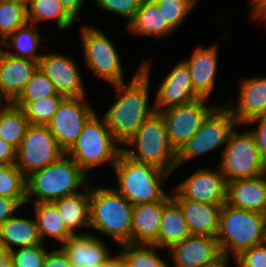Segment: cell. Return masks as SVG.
Listing matches in <instances>:
<instances>
[{
  "label": "cell",
  "instance_id": "6da1fadb",
  "mask_svg": "<svg viewBox=\"0 0 266 267\" xmlns=\"http://www.w3.org/2000/svg\"><path fill=\"white\" fill-rule=\"evenodd\" d=\"M150 65L144 61L130 79L113 84L117 88L116 101L103 115L106 127L119 144H126L143 122L156 110L149 105Z\"/></svg>",
  "mask_w": 266,
  "mask_h": 267
},
{
  "label": "cell",
  "instance_id": "7a4b0ae2",
  "mask_svg": "<svg viewBox=\"0 0 266 267\" xmlns=\"http://www.w3.org/2000/svg\"><path fill=\"white\" fill-rule=\"evenodd\" d=\"M89 177L65 153L57 161L26 178L27 203L33 195L34 203H41L77 194L80 192L79 187L82 189L90 185Z\"/></svg>",
  "mask_w": 266,
  "mask_h": 267
},
{
  "label": "cell",
  "instance_id": "3957f363",
  "mask_svg": "<svg viewBox=\"0 0 266 267\" xmlns=\"http://www.w3.org/2000/svg\"><path fill=\"white\" fill-rule=\"evenodd\" d=\"M133 205L112 187H90L89 228L119 246L131 243Z\"/></svg>",
  "mask_w": 266,
  "mask_h": 267
},
{
  "label": "cell",
  "instance_id": "277c9868",
  "mask_svg": "<svg viewBox=\"0 0 266 267\" xmlns=\"http://www.w3.org/2000/svg\"><path fill=\"white\" fill-rule=\"evenodd\" d=\"M112 169L118 181L113 188L133 206L162 201L168 195L163 187L171 173L149 164L135 162L123 152L119 154Z\"/></svg>",
  "mask_w": 266,
  "mask_h": 267
},
{
  "label": "cell",
  "instance_id": "5b68a950",
  "mask_svg": "<svg viewBox=\"0 0 266 267\" xmlns=\"http://www.w3.org/2000/svg\"><path fill=\"white\" fill-rule=\"evenodd\" d=\"M216 239L220 252L235 258L243 250L266 242V214L225 203Z\"/></svg>",
  "mask_w": 266,
  "mask_h": 267
},
{
  "label": "cell",
  "instance_id": "8992f818",
  "mask_svg": "<svg viewBox=\"0 0 266 267\" xmlns=\"http://www.w3.org/2000/svg\"><path fill=\"white\" fill-rule=\"evenodd\" d=\"M122 146V152L138 163L149 164L173 174L176 171L177 152L172 148L163 115L155 111ZM136 148V149H135Z\"/></svg>",
  "mask_w": 266,
  "mask_h": 267
},
{
  "label": "cell",
  "instance_id": "52a82bcc",
  "mask_svg": "<svg viewBox=\"0 0 266 267\" xmlns=\"http://www.w3.org/2000/svg\"><path fill=\"white\" fill-rule=\"evenodd\" d=\"M119 145L104 119L99 118L96 112L83 126L79 137L66 154L89 176L94 167L106 162L113 168L122 152V145Z\"/></svg>",
  "mask_w": 266,
  "mask_h": 267
},
{
  "label": "cell",
  "instance_id": "ba28073f",
  "mask_svg": "<svg viewBox=\"0 0 266 267\" xmlns=\"http://www.w3.org/2000/svg\"><path fill=\"white\" fill-rule=\"evenodd\" d=\"M239 126L227 106L216 107L203 121L201 127L176 155V169L188 160L197 158L220 146L225 147L231 132Z\"/></svg>",
  "mask_w": 266,
  "mask_h": 267
},
{
  "label": "cell",
  "instance_id": "9c48e42d",
  "mask_svg": "<svg viewBox=\"0 0 266 267\" xmlns=\"http://www.w3.org/2000/svg\"><path fill=\"white\" fill-rule=\"evenodd\" d=\"M218 167L227 182L266 174L253 134L249 131L231 132L223 149Z\"/></svg>",
  "mask_w": 266,
  "mask_h": 267
},
{
  "label": "cell",
  "instance_id": "30bf717a",
  "mask_svg": "<svg viewBox=\"0 0 266 267\" xmlns=\"http://www.w3.org/2000/svg\"><path fill=\"white\" fill-rule=\"evenodd\" d=\"M83 59L86 67L109 84L124 82V72L119 53L108 36L97 27L84 25L80 29Z\"/></svg>",
  "mask_w": 266,
  "mask_h": 267
},
{
  "label": "cell",
  "instance_id": "8fae6325",
  "mask_svg": "<svg viewBox=\"0 0 266 267\" xmlns=\"http://www.w3.org/2000/svg\"><path fill=\"white\" fill-rule=\"evenodd\" d=\"M64 154L47 125L30 124L17 149L16 166L27 178Z\"/></svg>",
  "mask_w": 266,
  "mask_h": 267
},
{
  "label": "cell",
  "instance_id": "7c38bea8",
  "mask_svg": "<svg viewBox=\"0 0 266 267\" xmlns=\"http://www.w3.org/2000/svg\"><path fill=\"white\" fill-rule=\"evenodd\" d=\"M208 99L199 98L193 102L160 111L166 123L172 148L178 152L201 127L207 116L217 107L207 105Z\"/></svg>",
  "mask_w": 266,
  "mask_h": 267
},
{
  "label": "cell",
  "instance_id": "4fadbf2b",
  "mask_svg": "<svg viewBox=\"0 0 266 267\" xmlns=\"http://www.w3.org/2000/svg\"><path fill=\"white\" fill-rule=\"evenodd\" d=\"M85 100L86 96L64 98L47 124L59 147L65 153L75 143L83 126L96 113Z\"/></svg>",
  "mask_w": 266,
  "mask_h": 267
},
{
  "label": "cell",
  "instance_id": "5bb4252c",
  "mask_svg": "<svg viewBox=\"0 0 266 267\" xmlns=\"http://www.w3.org/2000/svg\"><path fill=\"white\" fill-rule=\"evenodd\" d=\"M38 68L53 82L58 94L65 98L87 96L79 68L69 56L43 53Z\"/></svg>",
  "mask_w": 266,
  "mask_h": 267
},
{
  "label": "cell",
  "instance_id": "9a60e30c",
  "mask_svg": "<svg viewBox=\"0 0 266 267\" xmlns=\"http://www.w3.org/2000/svg\"><path fill=\"white\" fill-rule=\"evenodd\" d=\"M183 199L209 204L226 203L227 181L218 167L200 168L173 188Z\"/></svg>",
  "mask_w": 266,
  "mask_h": 267
},
{
  "label": "cell",
  "instance_id": "2e32d148",
  "mask_svg": "<svg viewBox=\"0 0 266 267\" xmlns=\"http://www.w3.org/2000/svg\"><path fill=\"white\" fill-rule=\"evenodd\" d=\"M158 88L154 100V107L158 112L200 98L193 90L190 70L183 60L164 77Z\"/></svg>",
  "mask_w": 266,
  "mask_h": 267
},
{
  "label": "cell",
  "instance_id": "e0dca14e",
  "mask_svg": "<svg viewBox=\"0 0 266 267\" xmlns=\"http://www.w3.org/2000/svg\"><path fill=\"white\" fill-rule=\"evenodd\" d=\"M240 82L238 100L235 101L238 104L234 105L232 99L225 106L239 125H245L252 118L266 115V77H249Z\"/></svg>",
  "mask_w": 266,
  "mask_h": 267
},
{
  "label": "cell",
  "instance_id": "ac0fdd59",
  "mask_svg": "<svg viewBox=\"0 0 266 267\" xmlns=\"http://www.w3.org/2000/svg\"><path fill=\"white\" fill-rule=\"evenodd\" d=\"M172 199L179 205L191 235L216 237L223 205L183 199L174 189Z\"/></svg>",
  "mask_w": 266,
  "mask_h": 267
},
{
  "label": "cell",
  "instance_id": "d6986e66",
  "mask_svg": "<svg viewBox=\"0 0 266 267\" xmlns=\"http://www.w3.org/2000/svg\"><path fill=\"white\" fill-rule=\"evenodd\" d=\"M37 69L38 61L13 57L5 51L0 55V93L7 102L19 97Z\"/></svg>",
  "mask_w": 266,
  "mask_h": 267
},
{
  "label": "cell",
  "instance_id": "ffe728a7",
  "mask_svg": "<svg viewBox=\"0 0 266 267\" xmlns=\"http://www.w3.org/2000/svg\"><path fill=\"white\" fill-rule=\"evenodd\" d=\"M168 251L175 267H200L221 254L216 237L200 235H190Z\"/></svg>",
  "mask_w": 266,
  "mask_h": 267
},
{
  "label": "cell",
  "instance_id": "44dd1931",
  "mask_svg": "<svg viewBox=\"0 0 266 267\" xmlns=\"http://www.w3.org/2000/svg\"><path fill=\"white\" fill-rule=\"evenodd\" d=\"M60 248L73 267H99L111 255L105 242L92 233H75Z\"/></svg>",
  "mask_w": 266,
  "mask_h": 267
},
{
  "label": "cell",
  "instance_id": "7402d4cb",
  "mask_svg": "<svg viewBox=\"0 0 266 267\" xmlns=\"http://www.w3.org/2000/svg\"><path fill=\"white\" fill-rule=\"evenodd\" d=\"M218 46L196 47L189 59L183 61L187 64L191 74L194 92L200 97L208 99L214 89L218 68Z\"/></svg>",
  "mask_w": 266,
  "mask_h": 267
},
{
  "label": "cell",
  "instance_id": "603a6c76",
  "mask_svg": "<svg viewBox=\"0 0 266 267\" xmlns=\"http://www.w3.org/2000/svg\"><path fill=\"white\" fill-rule=\"evenodd\" d=\"M226 204L266 214V174L227 182Z\"/></svg>",
  "mask_w": 266,
  "mask_h": 267
},
{
  "label": "cell",
  "instance_id": "cb8c5ba5",
  "mask_svg": "<svg viewBox=\"0 0 266 267\" xmlns=\"http://www.w3.org/2000/svg\"><path fill=\"white\" fill-rule=\"evenodd\" d=\"M171 199L168 194L162 201L133 206L131 244L154 245L157 242L163 208Z\"/></svg>",
  "mask_w": 266,
  "mask_h": 267
},
{
  "label": "cell",
  "instance_id": "d4e9b609",
  "mask_svg": "<svg viewBox=\"0 0 266 267\" xmlns=\"http://www.w3.org/2000/svg\"><path fill=\"white\" fill-rule=\"evenodd\" d=\"M130 33L140 36H149L156 40L173 33V29L164 19L161 10L153 0H143L135 13L134 18L127 23Z\"/></svg>",
  "mask_w": 266,
  "mask_h": 267
},
{
  "label": "cell",
  "instance_id": "484cf974",
  "mask_svg": "<svg viewBox=\"0 0 266 267\" xmlns=\"http://www.w3.org/2000/svg\"><path fill=\"white\" fill-rule=\"evenodd\" d=\"M83 190V192H82ZM81 192L52 201L57 207L61 219L73 233L78 228H89L90 223V186Z\"/></svg>",
  "mask_w": 266,
  "mask_h": 267
},
{
  "label": "cell",
  "instance_id": "4316f807",
  "mask_svg": "<svg viewBox=\"0 0 266 267\" xmlns=\"http://www.w3.org/2000/svg\"><path fill=\"white\" fill-rule=\"evenodd\" d=\"M0 240L9 251L44 244L33 217L12 216L0 227Z\"/></svg>",
  "mask_w": 266,
  "mask_h": 267
},
{
  "label": "cell",
  "instance_id": "83f0119b",
  "mask_svg": "<svg viewBox=\"0 0 266 267\" xmlns=\"http://www.w3.org/2000/svg\"><path fill=\"white\" fill-rule=\"evenodd\" d=\"M187 222L179 205L171 199L163 208L158 240L154 244L161 249H170L174 244L190 236Z\"/></svg>",
  "mask_w": 266,
  "mask_h": 267
},
{
  "label": "cell",
  "instance_id": "f1b7e54d",
  "mask_svg": "<svg viewBox=\"0 0 266 267\" xmlns=\"http://www.w3.org/2000/svg\"><path fill=\"white\" fill-rule=\"evenodd\" d=\"M34 210L35 221L43 242L46 237H50L61 242L62 245L73 235L52 202L34 203Z\"/></svg>",
  "mask_w": 266,
  "mask_h": 267
},
{
  "label": "cell",
  "instance_id": "f546056e",
  "mask_svg": "<svg viewBox=\"0 0 266 267\" xmlns=\"http://www.w3.org/2000/svg\"><path fill=\"white\" fill-rule=\"evenodd\" d=\"M30 123L21 107L7 102L0 108V139L19 148Z\"/></svg>",
  "mask_w": 266,
  "mask_h": 267
},
{
  "label": "cell",
  "instance_id": "4dcf8cb0",
  "mask_svg": "<svg viewBox=\"0 0 266 267\" xmlns=\"http://www.w3.org/2000/svg\"><path fill=\"white\" fill-rule=\"evenodd\" d=\"M28 21L30 24L55 20L57 28L67 30L75 20L65 11L59 0H27Z\"/></svg>",
  "mask_w": 266,
  "mask_h": 267
},
{
  "label": "cell",
  "instance_id": "1f68e13d",
  "mask_svg": "<svg viewBox=\"0 0 266 267\" xmlns=\"http://www.w3.org/2000/svg\"><path fill=\"white\" fill-rule=\"evenodd\" d=\"M37 31L38 26L30 23L20 27L5 40V48L9 49L14 46L18 52L10 50H5V52L13 57L39 61L43 54L37 52L41 43V37Z\"/></svg>",
  "mask_w": 266,
  "mask_h": 267
},
{
  "label": "cell",
  "instance_id": "d6a6232c",
  "mask_svg": "<svg viewBox=\"0 0 266 267\" xmlns=\"http://www.w3.org/2000/svg\"><path fill=\"white\" fill-rule=\"evenodd\" d=\"M28 23L27 0L0 1V35L4 40Z\"/></svg>",
  "mask_w": 266,
  "mask_h": 267
},
{
  "label": "cell",
  "instance_id": "836d02e7",
  "mask_svg": "<svg viewBox=\"0 0 266 267\" xmlns=\"http://www.w3.org/2000/svg\"><path fill=\"white\" fill-rule=\"evenodd\" d=\"M127 267H169L168 263L159 256L156 245L124 244L120 246Z\"/></svg>",
  "mask_w": 266,
  "mask_h": 267
},
{
  "label": "cell",
  "instance_id": "e575fe53",
  "mask_svg": "<svg viewBox=\"0 0 266 267\" xmlns=\"http://www.w3.org/2000/svg\"><path fill=\"white\" fill-rule=\"evenodd\" d=\"M64 96H50L33 101H14L13 103L22 108L30 124L47 125Z\"/></svg>",
  "mask_w": 266,
  "mask_h": 267
},
{
  "label": "cell",
  "instance_id": "d590c367",
  "mask_svg": "<svg viewBox=\"0 0 266 267\" xmlns=\"http://www.w3.org/2000/svg\"><path fill=\"white\" fill-rule=\"evenodd\" d=\"M0 196L15 198L22 205L27 203L26 177L16 164L0 165Z\"/></svg>",
  "mask_w": 266,
  "mask_h": 267
},
{
  "label": "cell",
  "instance_id": "8d00e7d4",
  "mask_svg": "<svg viewBox=\"0 0 266 267\" xmlns=\"http://www.w3.org/2000/svg\"><path fill=\"white\" fill-rule=\"evenodd\" d=\"M50 96L63 95L57 93L53 82L38 68L15 101H33Z\"/></svg>",
  "mask_w": 266,
  "mask_h": 267
},
{
  "label": "cell",
  "instance_id": "74e56055",
  "mask_svg": "<svg viewBox=\"0 0 266 267\" xmlns=\"http://www.w3.org/2000/svg\"><path fill=\"white\" fill-rule=\"evenodd\" d=\"M168 23L175 31L187 18L198 0H153Z\"/></svg>",
  "mask_w": 266,
  "mask_h": 267
},
{
  "label": "cell",
  "instance_id": "f35d334b",
  "mask_svg": "<svg viewBox=\"0 0 266 267\" xmlns=\"http://www.w3.org/2000/svg\"><path fill=\"white\" fill-rule=\"evenodd\" d=\"M16 249L10 251V265L12 267L44 266V261L48 253L44 244Z\"/></svg>",
  "mask_w": 266,
  "mask_h": 267
},
{
  "label": "cell",
  "instance_id": "ab89813d",
  "mask_svg": "<svg viewBox=\"0 0 266 267\" xmlns=\"http://www.w3.org/2000/svg\"><path fill=\"white\" fill-rule=\"evenodd\" d=\"M143 0H94L99 9L112 12L127 19L128 23L134 18L135 13Z\"/></svg>",
  "mask_w": 266,
  "mask_h": 267
},
{
  "label": "cell",
  "instance_id": "60d3db41",
  "mask_svg": "<svg viewBox=\"0 0 266 267\" xmlns=\"http://www.w3.org/2000/svg\"><path fill=\"white\" fill-rule=\"evenodd\" d=\"M235 258L241 267H266V242L243 250Z\"/></svg>",
  "mask_w": 266,
  "mask_h": 267
},
{
  "label": "cell",
  "instance_id": "b9f144b4",
  "mask_svg": "<svg viewBox=\"0 0 266 267\" xmlns=\"http://www.w3.org/2000/svg\"><path fill=\"white\" fill-rule=\"evenodd\" d=\"M257 123L256 128H252L250 132L253 134L256 145L259 150L262 161L266 164V115L257 116L250 119L245 124Z\"/></svg>",
  "mask_w": 266,
  "mask_h": 267
},
{
  "label": "cell",
  "instance_id": "7bdbcfd3",
  "mask_svg": "<svg viewBox=\"0 0 266 267\" xmlns=\"http://www.w3.org/2000/svg\"><path fill=\"white\" fill-rule=\"evenodd\" d=\"M23 205L15 198L0 196V227Z\"/></svg>",
  "mask_w": 266,
  "mask_h": 267
},
{
  "label": "cell",
  "instance_id": "ee69618b",
  "mask_svg": "<svg viewBox=\"0 0 266 267\" xmlns=\"http://www.w3.org/2000/svg\"><path fill=\"white\" fill-rule=\"evenodd\" d=\"M43 267H73L67 255L60 248L48 251Z\"/></svg>",
  "mask_w": 266,
  "mask_h": 267
},
{
  "label": "cell",
  "instance_id": "f6af8a7d",
  "mask_svg": "<svg viewBox=\"0 0 266 267\" xmlns=\"http://www.w3.org/2000/svg\"><path fill=\"white\" fill-rule=\"evenodd\" d=\"M17 149L0 139V165L16 164Z\"/></svg>",
  "mask_w": 266,
  "mask_h": 267
},
{
  "label": "cell",
  "instance_id": "bcb514c9",
  "mask_svg": "<svg viewBox=\"0 0 266 267\" xmlns=\"http://www.w3.org/2000/svg\"><path fill=\"white\" fill-rule=\"evenodd\" d=\"M65 11L76 21L85 0H59Z\"/></svg>",
  "mask_w": 266,
  "mask_h": 267
},
{
  "label": "cell",
  "instance_id": "7dc6e473",
  "mask_svg": "<svg viewBox=\"0 0 266 267\" xmlns=\"http://www.w3.org/2000/svg\"><path fill=\"white\" fill-rule=\"evenodd\" d=\"M251 16L253 17V20L262 21L266 20V0H255L251 4Z\"/></svg>",
  "mask_w": 266,
  "mask_h": 267
},
{
  "label": "cell",
  "instance_id": "c3c4849f",
  "mask_svg": "<svg viewBox=\"0 0 266 267\" xmlns=\"http://www.w3.org/2000/svg\"><path fill=\"white\" fill-rule=\"evenodd\" d=\"M99 267H127V266L122 253H120L118 256L116 255L115 257L110 255L104 262L100 264Z\"/></svg>",
  "mask_w": 266,
  "mask_h": 267
},
{
  "label": "cell",
  "instance_id": "681fc988",
  "mask_svg": "<svg viewBox=\"0 0 266 267\" xmlns=\"http://www.w3.org/2000/svg\"><path fill=\"white\" fill-rule=\"evenodd\" d=\"M10 266V251L5 244L0 240V267Z\"/></svg>",
  "mask_w": 266,
  "mask_h": 267
},
{
  "label": "cell",
  "instance_id": "f907efd6",
  "mask_svg": "<svg viewBox=\"0 0 266 267\" xmlns=\"http://www.w3.org/2000/svg\"><path fill=\"white\" fill-rule=\"evenodd\" d=\"M230 258L232 257L221 253L216 259L206 264H203L200 267H223L226 263L229 262L228 260H230Z\"/></svg>",
  "mask_w": 266,
  "mask_h": 267
},
{
  "label": "cell",
  "instance_id": "816d5d0a",
  "mask_svg": "<svg viewBox=\"0 0 266 267\" xmlns=\"http://www.w3.org/2000/svg\"><path fill=\"white\" fill-rule=\"evenodd\" d=\"M5 47V40L4 38L0 35V55L5 51L3 48L1 47Z\"/></svg>",
  "mask_w": 266,
  "mask_h": 267
},
{
  "label": "cell",
  "instance_id": "f5cc1de1",
  "mask_svg": "<svg viewBox=\"0 0 266 267\" xmlns=\"http://www.w3.org/2000/svg\"><path fill=\"white\" fill-rule=\"evenodd\" d=\"M5 98L2 96V94L0 93V108H2L3 106H5L7 103V101H4ZM4 102V105H3Z\"/></svg>",
  "mask_w": 266,
  "mask_h": 267
},
{
  "label": "cell",
  "instance_id": "db71d44e",
  "mask_svg": "<svg viewBox=\"0 0 266 267\" xmlns=\"http://www.w3.org/2000/svg\"><path fill=\"white\" fill-rule=\"evenodd\" d=\"M232 260L235 261V264L237 265L236 267H241L240 262H239L236 258H232ZM228 264H229V263H226L223 267H227Z\"/></svg>",
  "mask_w": 266,
  "mask_h": 267
}]
</instances>
